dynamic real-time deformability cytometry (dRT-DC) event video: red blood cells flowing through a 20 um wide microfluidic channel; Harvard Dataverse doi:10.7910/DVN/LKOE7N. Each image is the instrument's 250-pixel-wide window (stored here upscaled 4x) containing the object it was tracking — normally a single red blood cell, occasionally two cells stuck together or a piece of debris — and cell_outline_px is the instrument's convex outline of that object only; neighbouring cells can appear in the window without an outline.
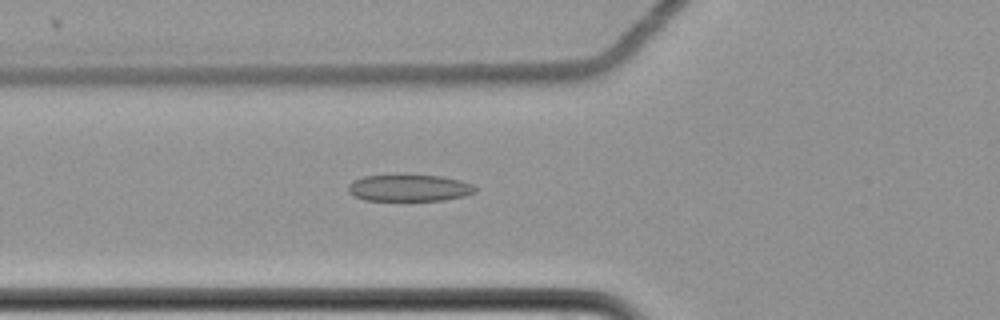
{"species": "common noctule bat (a hibernating species)", "species_latin": "Nyctalus noctula", "temperature_condition": "cold", "stored_images_in_passage": 7, "camera_frame_rate_fps": 3000, "um_per_image_px": 0.085, "animal": {"sex": "female", "body_mass_g": 22.7, "forearm_length_mm": 54.2}, "frame": {"image": 1, "passage_image": 7, "time_ms": 2.0, "image_size_px": [1000, 320], "cell_outline_px": [[476, 192], [464, 196], [444, 200], [364, 200], [352, 196], [348, 192], [348, 184], [352, 180], [364, 176], [396, 172], [408, 172], [444, 176], [460, 180], [472, 184], [476, 188]], "centroid_in_image_um": [34.73, 15.91], "position_along_channel_um": 91.1, "area_um2": 20.98}}